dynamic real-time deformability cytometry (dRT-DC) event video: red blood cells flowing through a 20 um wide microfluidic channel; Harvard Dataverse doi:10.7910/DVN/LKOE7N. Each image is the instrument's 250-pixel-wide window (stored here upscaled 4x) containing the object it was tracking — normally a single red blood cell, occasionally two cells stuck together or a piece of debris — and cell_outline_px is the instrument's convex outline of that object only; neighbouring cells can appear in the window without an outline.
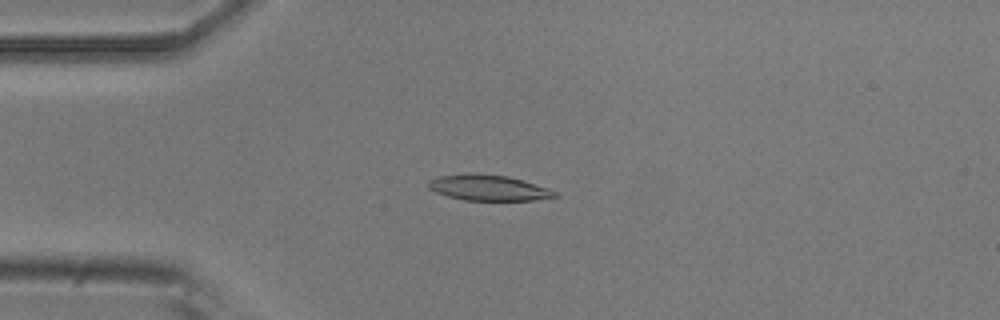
{"species": "common noctule bat (a hibernating species)", "species_latin": "Nyctalus noctula", "temperature_condition": "room temperature", "stored_images_in_passage": 48, "camera_frame_rate_fps": 3000, "um_per_image_px": 0.085, "animal": {"sex": "male", "body_mass_g": 20.5, "forearm_length_mm": 52.5}, "frame": {"image": 1, "passage_image": 10, "time_ms": 3.0, "image_size_px": [1000, 320], "cell_outline_px": [[556, 196], [532, 200], [464, 200], [448, 196], [436, 192], [428, 188], [428, 180], [436, 176], [468, 172], [476, 172], [508, 176], [548, 188], [556, 192]], "centroid_in_image_um": [41.43, 15.93], "position_along_channel_um": 43.6, "area_um2": 19.02}}
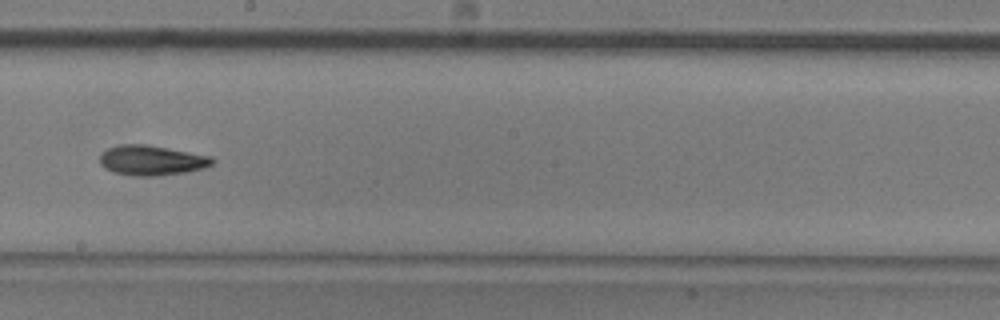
{"frame": {"image": 2, "passage_image": 26, "time_ms": 8.333, "image_size_px": [1000, 320], "cell_outline_px": [[216, 160], [212, 164], [204, 168], [188, 172], [156, 176], [132, 176], [116, 172], [104, 168], [100, 164], [100, 152], [108, 148], [120, 144], [144, 144], [212, 156]], "centroid_in_image_um": [12.89, 13.63], "position_along_channel_um": 235.3, "area_um2": 19.77}}
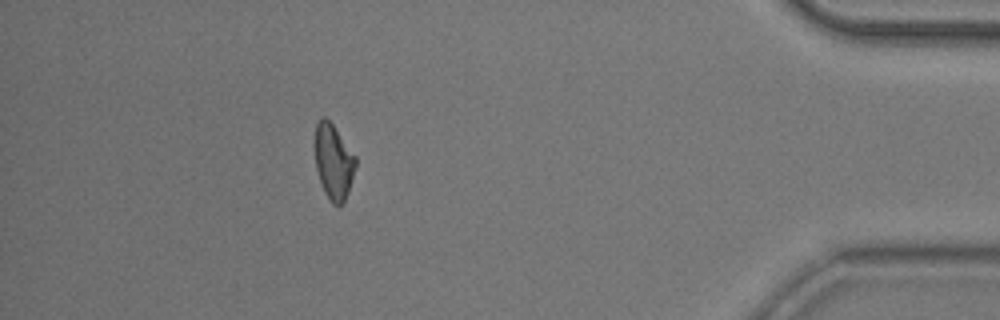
{"frame": {"image": 3, "passage_image": 43, "time_ms": 14.0, "image_size_px": [1000, 320], "cell_outline_px": [[356, 164], [348, 192], [344, 200], [340, 204], [332, 204], [324, 192], [316, 168], [316, 124], [320, 116], [324, 116], [332, 124], [356, 156]], "centroid_in_image_um": [28.35, 13.73], "position_along_channel_um": 406.8, "area_um2": 17.4}, "authors_computed_cell_mechanics": {"area_um2": 18.8139, "velocity_mm_per_s": 3.948, "shape_relaxation_time_tau1_ms": 5.447, "shape_relaxation_time_tau2_ms": 10.3903, "deformation_change_tau1": 0.1551, "deformation_change_tau2": 0.2119}}